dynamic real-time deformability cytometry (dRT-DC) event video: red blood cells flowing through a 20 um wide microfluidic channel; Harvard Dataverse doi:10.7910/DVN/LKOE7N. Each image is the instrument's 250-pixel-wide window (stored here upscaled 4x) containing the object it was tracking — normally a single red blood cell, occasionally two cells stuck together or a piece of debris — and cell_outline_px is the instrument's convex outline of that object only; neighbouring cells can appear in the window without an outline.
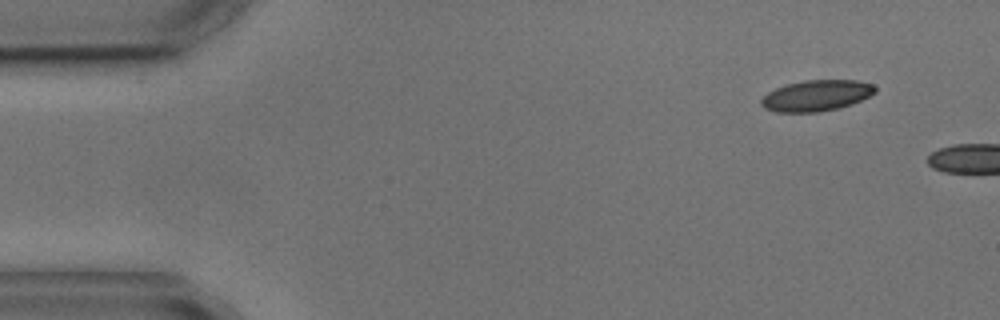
{"species": "common noctule bat (a hibernating species)", "species_latin": "Nyctalus noctula", "temperature_condition": "cold", "stored_images_in_passage": 2, "camera_frame_rate_fps": 3000, "um_per_image_px": 0.085, "animal": {"sex": "male", "body_mass_g": 17.9, "forearm_length_mm": 54.2}, "frame": {"image": 1, "passage_image": 1, "time_ms": 0.0, "image_size_px": [1000, 320], "cell_outline_px": [[876, 92], [852, 104], [836, 108], [816, 112], [776, 112], [764, 108], [760, 104], [760, 100], [768, 92], [776, 88], [788, 84], [804, 80], [856, 80], [872, 84], [876, 88]], "centroid_in_image_um": [69.37, 8.12], "position_along_channel_um": 15.6, "area_um2": 20.4}}